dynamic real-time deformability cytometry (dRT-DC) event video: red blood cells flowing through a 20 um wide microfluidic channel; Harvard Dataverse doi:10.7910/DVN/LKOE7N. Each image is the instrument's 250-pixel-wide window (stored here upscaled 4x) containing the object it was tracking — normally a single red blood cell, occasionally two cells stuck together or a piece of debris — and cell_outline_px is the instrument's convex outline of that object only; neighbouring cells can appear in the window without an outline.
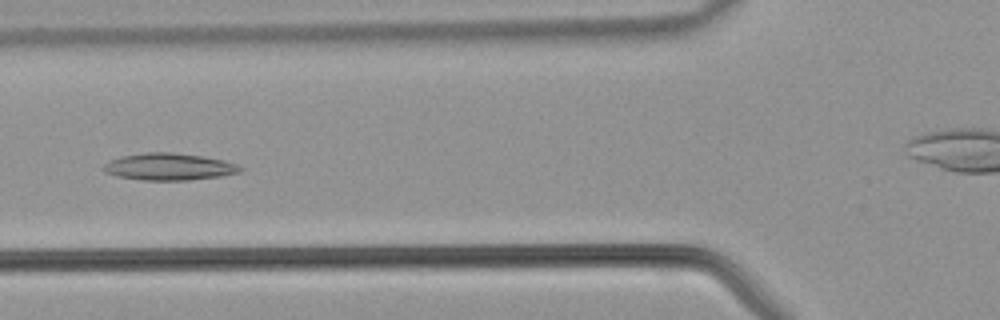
{"species": "common noctule bat (a hibernating species)", "species_latin": "Nyctalus noctula", "temperature_condition": "warm", "stored_images_in_passage": 32, "camera_frame_rate_fps": 3000, "um_per_image_px": 0.085, "animal": {"sex": "male", "body_mass_g": 21.5, "forearm_length_mm": 52.0}, "frame": {"image": 1, "passage_image": 5, "time_ms": 1.333, "image_size_px": [1000, 320], "cell_outline_px": [[244, 168], [240, 172], [220, 176], [188, 180], [144, 180], [116, 176], [104, 172], [100, 168], [108, 160], [120, 156], [144, 152], [172, 152], [200, 156], [224, 160], [236, 164]], "centroid_in_image_um": [14.3, 14.17], "position_along_channel_um": 111.5, "area_um2": 21.62}}
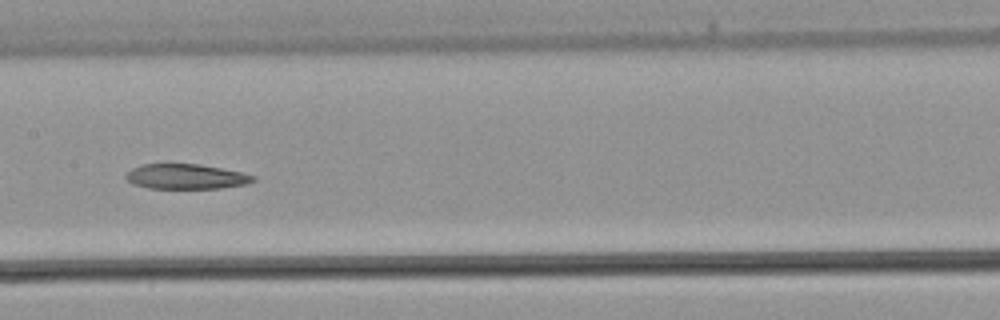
{"frame": {"image": 2, "passage_image": 10, "time_ms": 3.0, "image_size_px": [1000, 320], "cell_outline_px": [[256, 180], [248, 184], [220, 188], [148, 188], [132, 184], [124, 176], [132, 168], [144, 164], [200, 164], [240, 172], [256, 176]], "centroid_in_image_um": [15.82, 15.01], "position_along_channel_um": 191.6, "area_um2": 18.5}}